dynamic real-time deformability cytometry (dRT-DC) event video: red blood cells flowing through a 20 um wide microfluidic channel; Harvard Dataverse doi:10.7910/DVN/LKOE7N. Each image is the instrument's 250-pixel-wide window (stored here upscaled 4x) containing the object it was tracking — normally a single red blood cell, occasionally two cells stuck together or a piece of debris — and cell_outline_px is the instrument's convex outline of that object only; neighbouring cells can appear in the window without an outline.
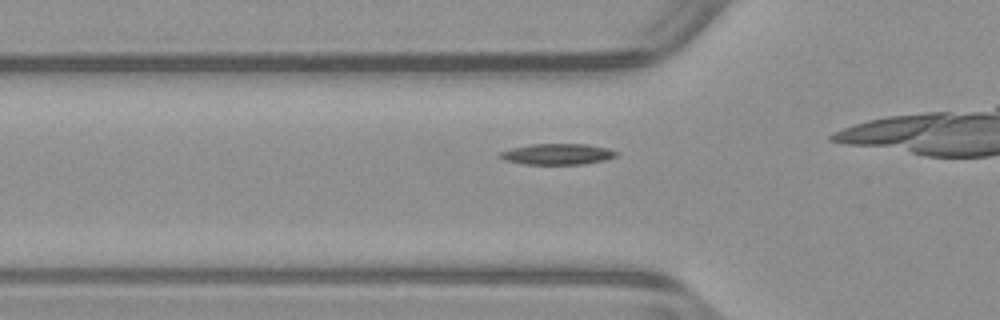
{"species": "common noctule bat (a hibernating species)", "species_latin": "Nyctalus noctula", "temperature_condition": "warm", "stored_images_in_passage": 14, "camera_frame_rate_fps": 3000, "um_per_image_px": 0.085, "animal": {"sex": "male", "body_mass_g": 23.1, "forearm_length_mm": 52.7}, "frame": {"image": 1, "passage_image": 10, "time_ms": 3.0, "image_size_px": [1000, 320], "cell_outline_px": [[620, 152], [616, 156], [604, 160], [584, 164], [524, 164], [504, 160], [496, 156], [500, 152], [512, 148], [532, 144], [588, 144], [608, 148]], "centroid_in_image_um": [47.38, 13.1], "position_along_channel_um": 78.4, "area_um2": 14.28}}